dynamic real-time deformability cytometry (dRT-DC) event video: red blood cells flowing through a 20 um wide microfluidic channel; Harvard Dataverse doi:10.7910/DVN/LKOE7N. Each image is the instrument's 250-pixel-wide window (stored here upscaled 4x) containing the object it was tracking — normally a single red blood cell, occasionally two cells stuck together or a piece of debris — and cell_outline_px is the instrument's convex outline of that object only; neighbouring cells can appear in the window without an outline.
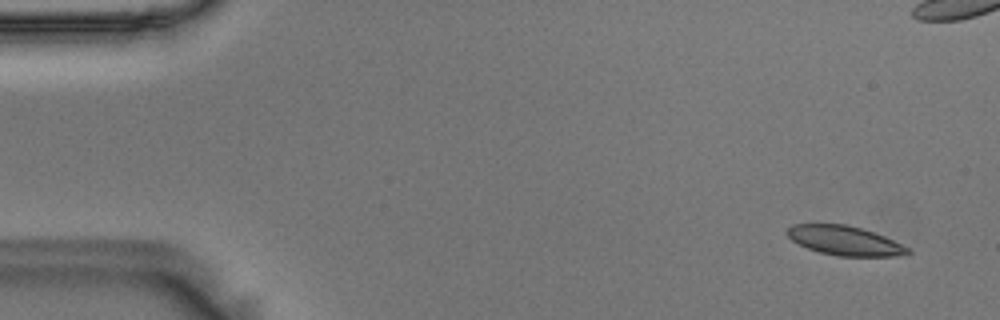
{"species": "Egyptian fruit bat (a non-hibernating species)", "species_latin": "Rousettus aegyptiacus", "temperature_condition": "room temperature", "stored_images_in_passage": 54, "camera_frame_rate_fps": 3000, "um_per_image_px": 0.085, "animal": {"sex": "male"}, "frame": {"image": 1, "passage_image": 1, "time_ms": 0.0, "image_size_px": [1000, 320], "cell_outline_px": [[912, 252], [896, 256], [836, 256], [820, 252], [808, 248], [792, 240], [784, 232], [792, 224], [844, 224], [860, 228], [884, 236], [912, 248]], "centroid_in_image_um": [71.82, 20.45], "position_along_channel_um": 13.2, "area_um2": 20.58}}
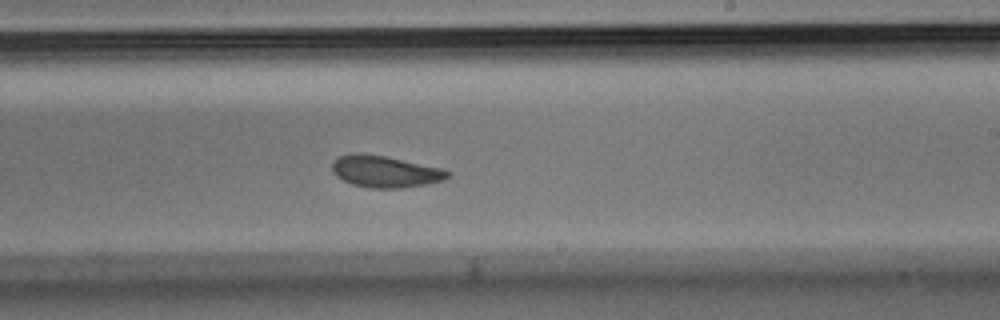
{"frame": {"image": 2, "passage_image": 31, "time_ms": 10.0, "image_size_px": [1000, 320], "cell_outline_px": [[452, 172], [444, 180], [424, 184], [400, 188], [372, 188], [352, 184], [336, 176], [332, 172], [332, 164], [336, 156], [352, 152], [364, 152], [388, 156], [444, 168]], "centroid_in_image_um": [32.72, 14.54], "position_along_channel_um": 256.3, "area_um2": 21.79}}
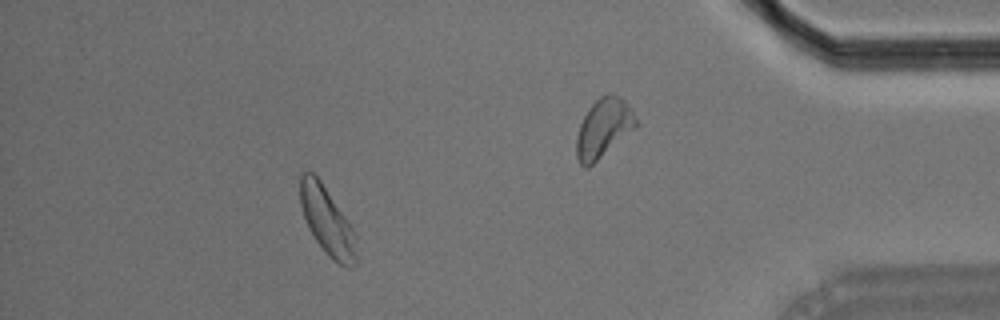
{"frame": {"image": 3, "passage_image": 48, "time_ms": 15.667, "image_size_px": [1000, 320], "cell_outline_px": [[356, 264], [352, 268], [348, 268], [332, 260], [328, 256], [316, 240], [304, 216], [300, 204], [300, 172], [312, 172], [320, 180], [348, 220], [356, 236]], "centroid_in_image_um": [27.82, 18.8], "position_along_channel_um": 407.4, "area_um2": 22.02}, "authors_computed_cell_mechanics": {"area_um2": 21.7906, "velocity_mm_per_s": 3.5791, "shape_relaxation_time_tau1_ms": 4.1288, "shape_relaxation_time_tau2_ms": 3.3036, "deformation_change_tau1": 0.1021, "deformation_change_tau2": 0.0826}}